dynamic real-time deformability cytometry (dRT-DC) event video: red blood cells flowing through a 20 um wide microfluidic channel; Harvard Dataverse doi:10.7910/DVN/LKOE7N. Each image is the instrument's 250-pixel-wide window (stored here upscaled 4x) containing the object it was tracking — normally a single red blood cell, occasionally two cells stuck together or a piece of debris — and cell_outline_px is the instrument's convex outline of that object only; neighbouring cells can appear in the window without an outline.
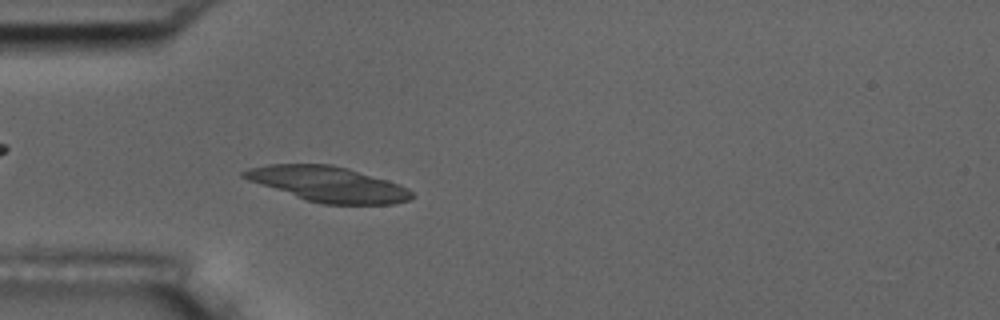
{"species": "common noctule bat (a hibernating species)", "species_latin": "Nyctalus noctula", "temperature_condition": "room temperature", "stored_images_in_passage": 54, "camera_frame_rate_fps": 3000, "um_per_image_px": 0.085, "animal": {"sex": "male", "body_mass_g": 17.5, "forearm_length_mm": 52.3}, "frame": {"image": 1, "passage_image": 16, "time_ms": 5.0, "image_size_px": [1000, 320], "cell_outline_px": [[416, 196], [408, 200], [392, 204], [324, 204], [308, 200], [248, 180], [240, 176], [240, 172], [248, 168], [268, 164], [332, 164], [348, 168], [400, 184], [408, 188]], "centroid_in_image_um": [27.91, 15.64], "position_along_channel_um": 57.1, "area_um2": 34.22}}